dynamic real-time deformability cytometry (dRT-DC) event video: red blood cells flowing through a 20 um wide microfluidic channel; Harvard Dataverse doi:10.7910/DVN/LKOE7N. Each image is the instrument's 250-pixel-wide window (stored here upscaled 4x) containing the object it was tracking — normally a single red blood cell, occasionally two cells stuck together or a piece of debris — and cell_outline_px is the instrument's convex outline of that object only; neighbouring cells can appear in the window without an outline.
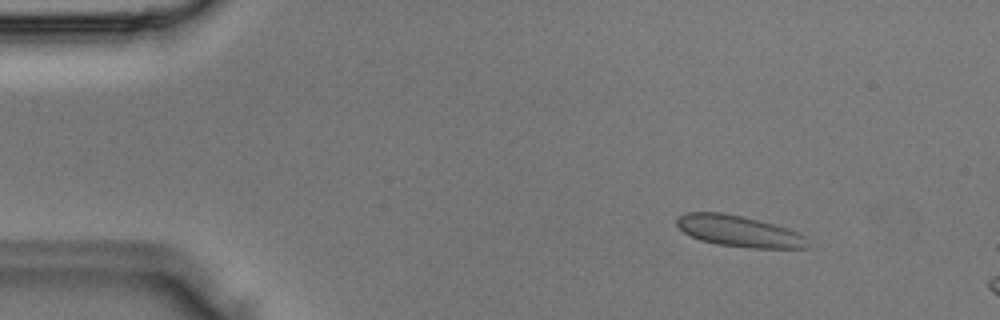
{"species": "Egyptian fruit bat (a non-hibernating species)", "species_latin": "Rousettus aegyptiacus", "temperature_condition": "room temperature", "stored_images_in_passage": 3, "camera_frame_rate_fps": 3000, "um_per_image_px": 0.085, "animal": {"sex": "male"}, "frame": {"image": 1, "passage_image": 1, "time_ms": 0.0, "image_size_px": [1000, 320], "cell_outline_px": [[812, 248], [752, 248], [716, 244], [700, 240], [684, 232], [676, 224], [676, 216], [684, 212], [724, 212], [788, 228], [804, 236]], "centroid_in_image_um": [62.78, 19.65], "position_along_channel_um": 22.2, "area_um2": 23.76}}